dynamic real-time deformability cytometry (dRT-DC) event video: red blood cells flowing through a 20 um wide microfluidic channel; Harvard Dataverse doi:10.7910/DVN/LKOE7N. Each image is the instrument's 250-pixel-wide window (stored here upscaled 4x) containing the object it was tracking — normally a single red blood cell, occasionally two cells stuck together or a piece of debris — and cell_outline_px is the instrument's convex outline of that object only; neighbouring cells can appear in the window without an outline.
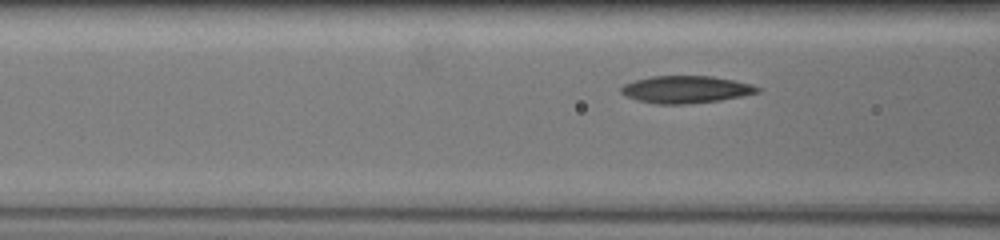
{"species": "common noctule bat (a hibernating species)", "species_latin": "Nyctalus noctula", "temperature_condition": "warm", "stored_images_in_passage": 12, "camera_frame_rate_fps": 3000, "um_per_image_px": 0.085, "animal": {"sex": "female", "body_mass_g": 19.5, "forearm_length_mm": 54.1}, "frame": {"image": 1, "passage_image": 9, "time_ms": 1.333, "image_size_px": [1000, 240], "cell_outline_px": [[764, 88], [760, 92], [720, 100], [688, 104], [656, 104], [636, 100], [620, 92], [620, 88], [624, 84], [636, 80], [652, 76], [712, 76], [752, 84]], "centroid_in_image_um": [58.32, 7.6], "position_along_channel_um": 108.3, "area_um2": 21.68}}